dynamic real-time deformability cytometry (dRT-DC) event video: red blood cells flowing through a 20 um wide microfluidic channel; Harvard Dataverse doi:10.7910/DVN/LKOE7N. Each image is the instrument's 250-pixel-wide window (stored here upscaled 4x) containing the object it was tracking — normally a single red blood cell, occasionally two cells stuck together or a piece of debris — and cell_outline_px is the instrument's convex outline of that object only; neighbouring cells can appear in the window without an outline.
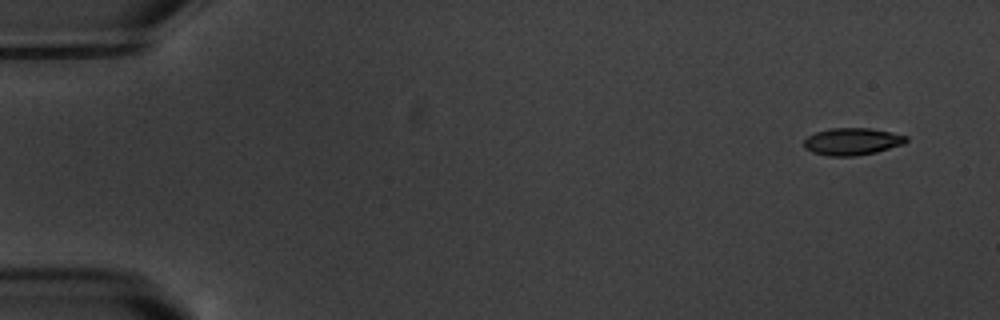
{"species": "common noctule bat (a hibernating species)", "species_latin": "Nyctalus noctula", "temperature_condition": "warm", "stored_images_in_passage": 5, "camera_frame_rate_fps": 3000, "um_per_image_px": 0.085, "animal": {"sex": "male", "body_mass_g": 20.1, "forearm_length_mm": 53.5}, "frame": {"image": 1, "passage_image": 1, "time_ms": 0.0, "image_size_px": [1000, 320], "cell_outline_px": [[908, 140], [904, 144], [876, 152], [856, 156], [828, 156], [812, 152], [804, 148], [804, 140], [808, 136], [816, 132], [832, 128], [868, 128], [908, 136]], "centroid_in_image_um": [72.42, 12.04], "position_along_channel_um": 12.6, "area_um2": 16.13}}
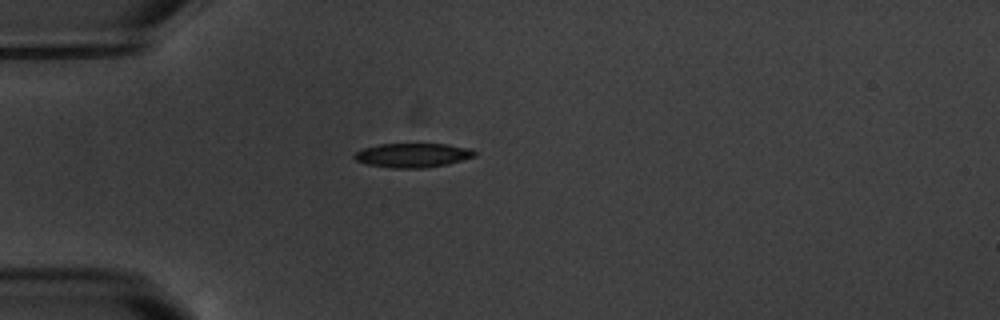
{"frame": {"image": 2, "passage_image": 5, "time_ms": 4.333, "image_size_px": [1000, 320], "cell_outline_px": [[476, 156], [448, 164], [424, 168], [392, 168], [368, 164], [356, 160], [352, 156], [356, 152], [364, 148], [380, 144], [448, 144], [472, 148], [476, 152]], "centroid_in_image_um": [35.12, 13.19], "position_along_channel_um": 49.9, "area_um2": 16.99}}